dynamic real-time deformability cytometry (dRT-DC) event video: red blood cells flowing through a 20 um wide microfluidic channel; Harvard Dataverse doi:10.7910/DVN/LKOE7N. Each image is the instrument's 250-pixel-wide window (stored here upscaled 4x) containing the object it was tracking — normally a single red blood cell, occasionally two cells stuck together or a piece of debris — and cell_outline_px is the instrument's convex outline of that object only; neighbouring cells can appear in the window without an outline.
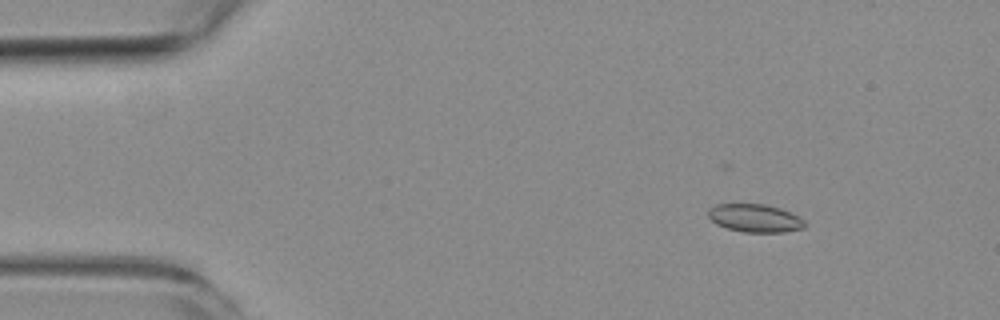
{"species": "common noctule bat (a hibernating species)", "species_latin": "Nyctalus noctula", "temperature_condition": "room temperature", "stored_images_in_passage": 4, "camera_frame_rate_fps": 3000, "um_per_image_px": 0.085, "animal": {"sex": "female", "body_mass_g": 19.3, "forearm_length_mm": 54.1}, "frame": {"image": 1, "passage_image": 2, "time_ms": 1.0, "image_size_px": [1000, 320], "cell_outline_px": [[804, 228], [784, 232], [744, 232], [728, 228], [716, 224], [708, 216], [708, 208], [716, 204], [764, 204], [780, 208], [804, 220]], "centroid_in_image_um": [64.13, 18.54], "position_along_channel_um": 20.9, "area_um2": 15.61}}